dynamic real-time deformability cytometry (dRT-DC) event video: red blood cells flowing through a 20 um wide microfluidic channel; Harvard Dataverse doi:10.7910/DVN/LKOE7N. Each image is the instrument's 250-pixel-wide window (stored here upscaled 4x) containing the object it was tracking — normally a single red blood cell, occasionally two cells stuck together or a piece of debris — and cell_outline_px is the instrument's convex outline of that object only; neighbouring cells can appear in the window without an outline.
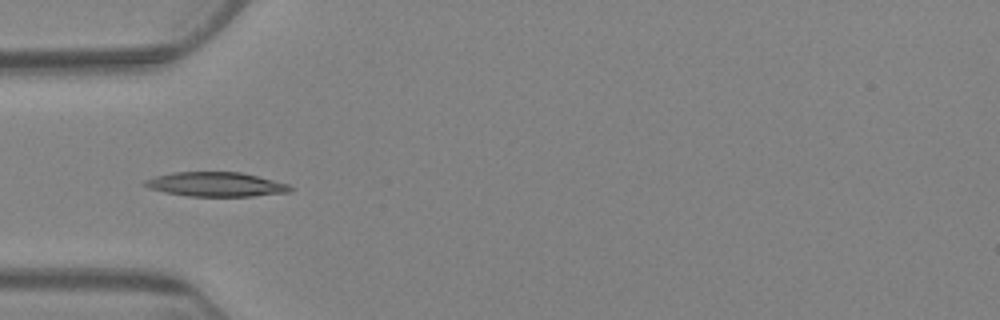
{"species": "Egyptian fruit bat (a non-hibernating species)", "species_latin": "Rousettus aegyptiacus", "temperature_condition": "warm", "stored_images_in_passage": 7, "camera_frame_rate_fps": 3000, "um_per_image_px": 0.085, "animal": {"sex": "female"}, "frame": {"image": 1, "passage_image": 6, "time_ms": 6.0, "image_size_px": [1000, 320], "cell_outline_px": [[292, 188], [288, 192], [252, 196], [188, 196], [164, 192], [148, 188], [140, 184], [144, 180], [156, 176], [172, 172], [240, 172], [288, 184]], "centroid_in_image_um": [18.27, 15.67], "position_along_channel_um": 66.7, "area_um2": 20.52}}
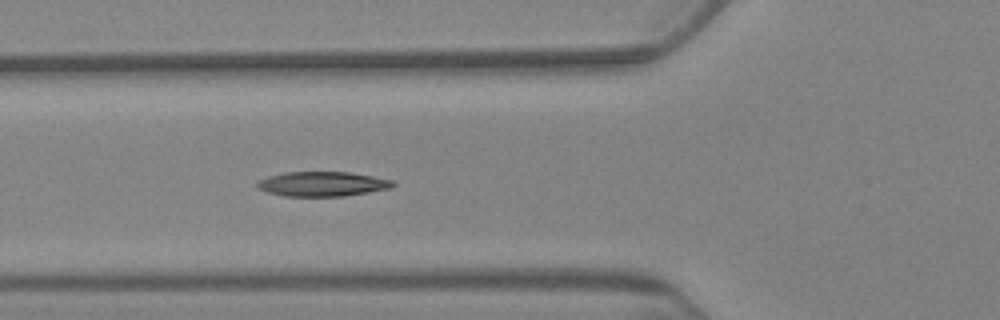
{"frame": {"image": 2, "passage_image": 7, "time_ms": 7.0, "image_size_px": [1000, 320], "cell_outline_px": [[396, 184], [392, 188], [344, 196], [284, 196], [268, 192], [256, 188], [256, 184], [260, 180], [268, 176], [284, 172], [348, 172], [372, 176], [392, 180]], "centroid_in_image_um": [27.4, 15.64], "position_along_channel_um": 98.4, "area_um2": 19.48}}